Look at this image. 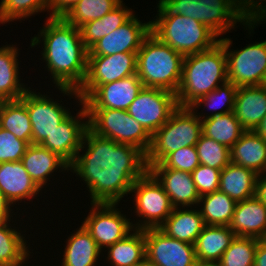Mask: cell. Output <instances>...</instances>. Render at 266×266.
<instances>
[{
	"label": "cell",
	"instance_id": "1",
	"mask_svg": "<svg viewBox=\"0 0 266 266\" xmlns=\"http://www.w3.org/2000/svg\"><path fill=\"white\" fill-rule=\"evenodd\" d=\"M147 170L145 154L136 146L98 136L89 128L69 165L73 176L85 183L91 203L120 204Z\"/></svg>",
	"mask_w": 266,
	"mask_h": 266
},
{
	"label": "cell",
	"instance_id": "2",
	"mask_svg": "<svg viewBox=\"0 0 266 266\" xmlns=\"http://www.w3.org/2000/svg\"><path fill=\"white\" fill-rule=\"evenodd\" d=\"M46 18L43 28L31 37L30 47L43 44L40 60H43L45 69L51 75L52 86L63 97L68 96L69 100L74 98L80 104L82 100L77 90L86 77L89 50L81 39L78 27L67 23L62 17Z\"/></svg>",
	"mask_w": 266,
	"mask_h": 266
},
{
	"label": "cell",
	"instance_id": "3",
	"mask_svg": "<svg viewBox=\"0 0 266 266\" xmlns=\"http://www.w3.org/2000/svg\"><path fill=\"white\" fill-rule=\"evenodd\" d=\"M156 8L155 17H190L206 25L219 38L238 28L239 22L249 35L258 27L246 22L244 0H159Z\"/></svg>",
	"mask_w": 266,
	"mask_h": 266
},
{
	"label": "cell",
	"instance_id": "4",
	"mask_svg": "<svg viewBox=\"0 0 266 266\" xmlns=\"http://www.w3.org/2000/svg\"><path fill=\"white\" fill-rule=\"evenodd\" d=\"M228 82L227 60L223 44L184 56L182 78L176 92L177 104L190 107L202 96Z\"/></svg>",
	"mask_w": 266,
	"mask_h": 266
},
{
	"label": "cell",
	"instance_id": "5",
	"mask_svg": "<svg viewBox=\"0 0 266 266\" xmlns=\"http://www.w3.org/2000/svg\"><path fill=\"white\" fill-rule=\"evenodd\" d=\"M184 56L160 42L151 33L137 52L136 74L144 87L161 88L176 94Z\"/></svg>",
	"mask_w": 266,
	"mask_h": 266
},
{
	"label": "cell",
	"instance_id": "6",
	"mask_svg": "<svg viewBox=\"0 0 266 266\" xmlns=\"http://www.w3.org/2000/svg\"><path fill=\"white\" fill-rule=\"evenodd\" d=\"M202 134V122L191 107L178 106L168 121L151 136L145 154L146 166L160 163L168 154L182 147L194 146Z\"/></svg>",
	"mask_w": 266,
	"mask_h": 266
},
{
	"label": "cell",
	"instance_id": "7",
	"mask_svg": "<svg viewBox=\"0 0 266 266\" xmlns=\"http://www.w3.org/2000/svg\"><path fill=\"white\" fill-rule=\"evenodd\" d=\"M150 33L183 56L208 50L220 39L200 21L183 15L153 18Z\"/></svg>",
	"mask_w": 266,
	"mask_h": 266
},
{
	"label": "cell",
	"instance_id": "8",
	"mask_svg": "<svg viewBox=\"0 0 266 266\" xmlns=\"http://www.w3.org/2000/svg\"><path fill=\"white\" fill-rule=\"evenodd\" d=\"M88 128L96 135L121 144L136 146L144 154L151 144V135L127 111L87 109Z\"/></svg>",
	"mask_w": 266,
	"mask_h": 266
},
{
	"label": "cell",
	"instance_id": "9",
	"mask_svg": "<svg viewBox=\"0 0 266 266\" xmlns=\"http://www.w3.org/2000/svg\"><path fill=\"white\" fill-rule=\"evenodd\" d=\"M130 193L137 217L132 221L134 229L159 228L174 209L162 185L148 170L135 181Z\"/></svg>",
	"mask_w": 266,
	"mask_h": 266
},
{
	"label": "cell",
	"instance_id": "10",
	"mask_svg": "<svg viewBox=\"0 0 266 266\" xmlns=\"http://www.w3.org/2000/svg\"><path fill=\"white\" fill-rule=\"evenodd\" d=\"M227 37H221L219 41L225 49L228 82L237 87L265 85L266 40L249 43L241 49L234 50L231 49L232 39Z\"/></svg>",
	"mask_w": 266,
	"mask_h": 266
},
{
	"label": "cell",
	"instance_id": "11",
	"mask_svg": "<svg viewBox=\"0 0 266 266\" xmlns=\"http://www.w3.org/2000/svg\"><path fill=\"white\" fill-rule=\"evenodd\" d=\"M90 206L82 225L102 251L134 230L132 220L117 208L119 203H90Z\"/></svg>",
	"mask_w": 266,
	"mask_h": 266
},
{
	"label": "cell",
	"instance_id": "12",
	"mask_svg": "<svg viewBox=\"0 0 266 266\" xmlns=\"http://www.w3.org/2000/svg\"><path fill=\"white\" fill-rule=\"evenodd\" d=\"M137 52L88 55L87 73L77 90L82 102L99 86L136 74Z\"/></svg>",
	"mask_w": 266,
	"mask_h": 266
},
{
	"label": "cell",
	"instance_id": "13",
	"mask_svg": "<svg viewBox=\"0 0 266 266\" xmlns=\"http://www.w3.org/2000/svg\"><path fill=\"white\" fill-rule=\"evenodd\" d=\"M178 107L176 94L161 88L143 87L127 112L152 136Z\"/></svg>",
	"mask_w": 266,
	"mask_h": 266
},
{
	"label": "cell",
	"instance_id": "14",
	"mask_svg": "<svg viewBox=\"0 0 266 266\" xmlns=\"http://www.w3.org/2000/svg\"><path fill=\"white\" fill-rule=\"evenodd\" d=\"M48 93L51 92L41 94L31 87L26 91V107L32 125V144H41L72 112L70 108L65 107L63 99L54 100L51 97L53 95H47Z\"/></svg>",
	"mask_w": 266,
	"mask_h": 266
},
{
	"label": "cell",
	"instance_id": "15",
	"mask_svg": "<svg viewBox=\"0 0 266 266\" xmlns=\"http://www.w3.org/2000/svg\"><path fill=\"white\" fill-rule=\"evenodd\" d=\"M146 258L157 266H199L195 245L167 236L159 228L144 230Z\"/></svg>",
	"mask_w": 266,
	"mask_h": 266
},
{
	"label": "cell",
	"instance_id": "16",
	"mask_svg": "<svg viewBox=\"0 0 266 266\" xmlns=\"http://www.w3.org/2000/svg\"><path fill=\"white\" fill-rule=\"evenodd\" d=\"M76 109V115L70 113L59 126L40 144L56 153L70 165L82 146L83 137L88 129V111L83 102Z\"/></svg>",
	"mask_w": 266,
	"mask_h": 266
},
{
	"label": "cell",
	"instance_id": "17",
	"mask_svg": "<svg viewBox=\"0 0 266 266\" xmlns=\"http://www.w3.org/2000/svg\"><path fill=\"white\" fill-rule=\"evenodd\" d=\"M150 34V21L143 23L134 14L125 24L101 38L88 55H113L123 52H138L143 40Z\"/></svg>",
	"mask_w": 266,
	"mask_h": 266
},
{
	"label": "cell",
	"instance_id": "18",
	"mask_svg": "<svg viewBox=\"0 0 266 266\" xmlns=\"http://www.w3.org/2000/svg\"><path fill=\"white\" fill-rule=\"evenodd\" d=\"M138 75L99 85L84 101L87 109H115L127 111L143 89Z\"/></svg>",
	"mask_w": 266,
	"mask_h": 266
},
{
	"label": "cell",
	"instance_id": "19",
	"mask_svg": "<svg viewBox=\"0 0 266 266\" xmlns=\"http://www.w3.org/2000/svg\"><path fill=\"white\" fill-rule=\"evenodd\" d=\"M0 190L13 205L27 204L39 197L42 190L34 183L22 161L0 163ZM17 203V204H16Z\"/></svg>",
	"mask_w": 266,
	"mask_h": 266
},
{
	"label": "cell",
	"instance_id": "20",
	"mask_svg": "<svg viewBox=\"0 0 266 266\" xmlns=\"http://www.w3.org/2000/svg\"><path fill=\"white\" fill-rule=\"evenodd\" d=\"M147 168L162 185L174 208L195 207L198 205L200 195L191 173L167 167Z\"/></svg>",
	"mask_w": 266,
	"mask_h": 266
},
{
	"label": "cell",
	"instance_id": "21",
	"mask_svg": "<svg viewBox=\"0 0 266 266\" xmlns=\"http://www.w3.org/2000/svg\"><path fill=\"white\" fill-rule=\"evenodd\" d=\"M21 161L31 179L42 191L50 184L48 181L56 176L55 172L69 173V165L56 153L40 144L29 145Z\"/></svg>",
	"mask_w": 266,
	"mask_h": 266
},
{
	"label": "cell",
	"instance_id": "22",
	"mask_svg": "<svg viewBox=\"0 0 266 266\" xmlns=\"http://www.w3.org/2000/svg\"><path fill=\"white\" fill-rule=\"evenodd\" d=\"M229 227L236 236L266 238V205L255 196L237 202Z\"/></svg>",
	"mask_w": 266,
	"mask_h": 266
},
{
	"label": "cell",
	"instance_id": "23",
	"mask_svg": "<svg viewBox=\"0 0 266 266\" xmlns=\"http://www.w3.org/2000/svg\"><path fill=\"white\" fill-rule=\"evenodd\" d=\"M233 112L246 131H254L266 115V84L238 87Z\"/></svg>",
	"mask_w": 266,
	"mask_h": 266
},
{
	"label": "cell",
	"instance_id": "24",
	"mask_svg": "<svg viewBox=\"0 0 266 266\" xmlns=\"http://www.w3.org/2000/svg\"><path fill=\"white\" fill-rule=\"evenodd\" d=\"M0 46V101L20 99L30 88L19 74V50L14 43ZM16 45V46H15Z\"/></svg>",
	"mask_w": 266,
	"mask_h": 266
},
{
	"label": "cell",
	"instance_id": "25",
	"mask_svg": "<svg viewBox=\"0 0 266 266\" xmlns=\"http://www.w3.org/2000/svg\"><path fill=\"white\" fill-rule=\"evenodd\" d=\"M73 231L65 241L61 266H97L103 251L82 224Z\"/></svg>",
	"mask_w": 266,
	"mask_h": 266
},
{
	"label": "cell",
	"instance_id": "26",
	"mask_svg": "<svg viewBox=\"0 0 266 266\" xmlns=\"http://www.w3.org/2000/svg\"><path fill=\"white\" fill-rule=\"evenodd\" d=\"M204 227V219L195 206L174 208L159 229L169 237L195 245Z\"/></svg>",
	"mask_w": 266,
	"mask_h": 266
},
{
	"label": "cell",
	"instance_id": "27",
	"mask_svg": "<svg viewBox=\"0 0 266 266\" xmlns=\"http://www.w3.org/2000/svg\"><path fill=\"white\" fill-rule=\"evenodd\" d=\"M229 226L205 225L195 243L199 265H215L235 238Z\"/></svg>",
	"mask_w": 266,
	"mask_h": 266
},
{
	"label": "cell",
	"instance_id": "28",
	"mask_svg": "<svg viewBox=\"0 0 266 266\" xmlns=\"http://www.w3.org/2000/svg\"><path fill=\"white\" fill-rule=\"evenodd\" d=\"M230 161L256 174L266 172V140L255 131H245L230 148Z\"/></svg>",
	"mask_w": 266,
	"mask_h": 266
},
{
	"label": "cell",
	"instance_id": "29",
	"mask_svg": "<svg viewBox=\"0 0 266 266\" xmlns=\"http://www.w3.org/2000/svg\"><path fill=\"white\" fill-rule=\"evenodd\" d=\"M256 178L253 170L230 162L221 170L219 190L240 202L254 197Z\"/></svg>",
	"mask_w": 266,
	"mask_h": 266
},
{
	"label": "cell",
	"instance_id": "30",
	"mask_svg": "<svg viewBox=\"0 0 266 266\" xmlns=\"http://www.w3.org/2000/svg\"><path fill=\"white\" fill-rule=\"evenodd\" d=\"M122 1L117 7L97 20L89 21L79 27L81 39L89 50L101 38L125 24L135 13Z\"/></svg>",
	"mask_w": 266,
	"mask_h": 266
},
{
	"label": "cell",
	"instance_id": "31",
	"mask_svg": "<svg viewBox=\"0 0 266 266\" xmlns=\"http://www.w3.org/2000/svg\"><path fill=\"white\" fill-rule=\"evenodd\" d=\"M108 251V252H106ZM108 266H133L140 263L145 257L144 230L134 229L125 238L106 248Z\"/></svg>",
	"mask_w": 266,
	"mask_h": 266
},
{
	"label": "cell",
	"instance_id": "32",
	"mask_svg": "<svg viewBox=\"0 0 266 266\" xmlns=\"http://www.w3.org/2000/svg\"><path fill=\"white\" fill-rule=\"evenodd\" d=\"M1 128L32 144V125L26 107V93L17 100L0 101Z\"/></svg>",
	"mask_w": 266,
	"mask_h": 266
},
{
	"label": "cell",
	"instance_id": "33",
	"mask_svg": "<svg viewBox=\"0 0 266 266\" xmlns=\"http://www.w3.org/2000/svg\"><path fill=\"white\" fill-rule=\"evenodd\" d=\"M237 202L220 190L200 196L197 208L205 225L229 226Z\"/></svg>",
	"mask_w": 266,
	"mask_h": 266
},
{
	"label": "cell",
	"instance_id": "34",
	"mask_svg": "<svg viewBox=\"0 0 266 266\" xmlns=\"http://www.w3.org/2000/svg\"><path fill=\"white\" fill-rule=\"evenodd\" d=\"M16 219L17 216L15 221L0 223V266H10L32 251L25 234L21 229L19 231L20 227H15Z\"/></svg>",
	"mask_w": 266,
	"mask_h": 266
},
{
	"label": "cell",
	"instance_id": "35",
	"mask_svg": "<svg viewBox=\"0 0 266 266\" xmlns=\"http://www.w3.org/2000/svg\"><path fill=\"white\" fill-rule=\"evenodd\" d=\"M202 134L231 148L246 131L235 117L234 112L212 115L201 120Z\"/></svg>",
	"mask_w": 266,
	"mask_h": 266
},
{
	"label": "cell",
	"instance_id": "36",
	"mask_svg": "<svg viewBox=\"0 0 266 266\" xmlns=\"http://www.w3.org/2000/svg\"><path fill=\"white\" fill-rule=\"evenodd\" d=\"M237 89L238 87L233 83L226 82L199 98L190 107L195 111L200 120L211 117L212 115L233 112ZM200 107H204V110L207 108V111L209 110L210 112L204 113L203 110L198 112L197 109H200Z\"/></svg>",
	"mask_w": 266,
	"mask_h": 266
},
{
	"label": "cell",
	"instance_id": "37",
	"mask_svg": "<svg viewBox=\"0 0 266 266\" xmlns=\"http://www.w3.org/2000/svg\"><path fill=\"white\" fill-rule=\"evenodd\" d=\"M123 0H80L62 18L75 27L102 18Z\"/></svg>",
	"mask_w": 266,
	"mask_h": 266
},
{
	"label": "cell",
	"instance_id": "38",
	"mask_svg": "<svg viewBox=\"0 0 266 266\" xmlns=\"http://www.w3.org/2000/svg\"><path fill=\"white\" fill-rule=\"evenodd\" d=\"M50 0H1L0 25L14 21H25L41 12L49 14Z\"/></svg>",
	"mask_w": 266,
	"mask_h": 266
},
{
	"label": "cell",
	"instance_id": "39",
	"mask_svg": "<svg viewBox=\"0 0 266 266\" xmlns=\"http://www.w3.org/2000/svg\"><path fill=\"white\" fill-rule=\"evenodd\" d=\"M258 239L235 236L215 266H253Z\"/></svg>",
	"mask_w": 266,
	"mask_h": 266
},
{
	"label": "cell",
	"instance_id": "40",
	"mask_svg": "<svg viewBox=\"0 0 266 266\" xmlns=\"http://www.w3.org/2000/svg\"><path fill=\"white\" fill-rule=\"evenodd\" d=\"M195 147L201 165L222 170L231 162L230 149L203 134H201Z\"/></svg>",
	"mask_w": 266,
	"mask_h": 266
},
{
	"label": "cell",
	"instance_id": "41",
	"mask_svg": "<svg viewBox=\"0 0 266 266\" xmlns=\"http://www.w3.org/2000/svg\"><path fill=\"white\" fill-rule=\"evenodd\" d=\"M200 165L195 145L168 154L160 163L148 167H167L192 173Z\"/></svg>",
	"mask_w": 266,
	"mask_h": 266
},
{
	"label": "cell",
	"instance_id": "42",
	"mask_svg": "<svg viewBox=\"0 0 266 266\" xmlns=\"http://www.w3.org/2000/svg\"><path fill=\"white\" fill-rule=\"evenodd\" d=\"M29 144L0 128V163L20 161Z\"/></svg>",
	"mask_w": 266,
	"mask_h": 266
},
{
	"label": "cell",
	"instance_id": "43",
	"mask_svg": "<svg viewBox=\"0 0 266 266\" xmlns=\"http://www.w3.org/2000/svg\"><path fill=\"white\" fill-rule=\"evenodd\" d=\"M221 170L199 165L192 173V179L200 196L219 190Z\"/></svg>",
	"mask_w": 266,
	"mask_h": 266
},
{
	"label": "cell",
	"instance_id": "44",
	"mask_svg": "<svg viewBox=\"0 0 266 266\" xmlns=\"http://www.w3.org/2000/svg\"><path fill=\"white\" fill-rule=\"evenodd\" d=\"M244 17L247 23L266 26V0H244Z\"/></svg>",
	"mask_w": 266,
	"mask_h": 266
},
{
	"label": "cell",
	"instance_id": "45",
	"mask_svg": "<svg viewBox=\"0 0 266 266\" xmlns=\"http://www.w3.org/2000/svg\"><path fill=\"white\" fill-rule=\"evenodd\" d=\"M80 0H50L49 17H63Z\"/></svg>",
	"mask_w": 266,
	"mask_h": 266
},
{
	"label": "cell",
	"instance_id": "46",
	"mask_svg": "<svg viewBox=\"0 0 266 266\" xmlns=\"http://www.w3.org/2000/svg\"><path fill=\"white\" fill-rule=\"evenodd\" d=\"M14 206L5 198L0 190V223L12 221L17 214H14ZM13 215L14 218H13ZM12 217V218H11Z\"/></svg>",
	"mask_w": 266,
	"mask_h": 266
},
{
	"label": "cell",
	"instance_id": "47",
	"mask_svg": "<svg viewBox=\"0 0 266 266\" xmlns=\"http://www.w3.org/2000/svg\"><path fill=\"white\" fill-rule=\"evenodd\" d=\"M254 196L266 205V172L257 174Z\"/></svg>",
	"mask_w": 266,
	"mask_h": 266
},
{
	"label": "cell",
	"instance_id": "48",
	"mask_svg": "<svg viewBox=\"0 0 266 266\" xmlns=\"http://www.w3.org/2000/svg\"><path fill=\"white\" fill-rule=\"evenodd\" d=\"M253 266H266V238L258 240Z\"/></svg>",
	"mask_w": 266,
	"mask_h": 266
},
{
	"label": "cell",
	"instance_id": "49",
	"mask_svg": "<svg viewBox=\"0 0 266 266\" xmlns=\"http://www.w3.org/2000/svg\"><path fill=\"white\" fill-rule=\"evenodd\" d=\"M254 131L266 140V115Z\"/></svg>",
	"mask_w": 266,
	"mask_h": 266
},
{
	"label": "cell",
	"instance_id": "50",
	"mask_svg": "<svg viewBox=\"0 0 266 266\" xmlns=\"http://www.w3.org/2000/svg\"><path fill=\"white\" fill-rule=\"evenodd\" d=\"M31 253H33V249H32V252H29L28 254H26L25 257H23L20 261L15 262L14 264H12L10 266H28L27 264H29V262H28V260L30 259L29 257L31 256V258H32V256H33V255H31ZM32 266H34V264H32ZM39 266H41V265H39ZM53 266H55V265H53Z\"/></svg>",
	"mask_w": 266,
	"mask_h": 266
},
{
	"label": "cell",
	"instance_id": "51",
	"mask_svg": "<svg viewBox=\"0 0 266 266\" xmlns=\"http://www.w3.org/2000/svg\"><path fill=\"white\" fill-rule=\"evenodd\" d=\"M133 266H157L153 264L151 261H149L146 257L138 264L133 265Z\"/></svg>",
	"mask_w": 266,
	"mask_h": 266
},
{
	"label": "cell",
	"instance_id": "52",
	"mask_svg": "<svg viewBox=\"0 0 266 266\" xmlns=\"http://www.w3.org/2000/svg\"><path fill=\"white\" fill-rule=\"evenodd\" d=\"M199 266H215V265H199Z\"/></svg>",
	"mask_w": 266,
	"mask_h": 266
}]
</instances>
